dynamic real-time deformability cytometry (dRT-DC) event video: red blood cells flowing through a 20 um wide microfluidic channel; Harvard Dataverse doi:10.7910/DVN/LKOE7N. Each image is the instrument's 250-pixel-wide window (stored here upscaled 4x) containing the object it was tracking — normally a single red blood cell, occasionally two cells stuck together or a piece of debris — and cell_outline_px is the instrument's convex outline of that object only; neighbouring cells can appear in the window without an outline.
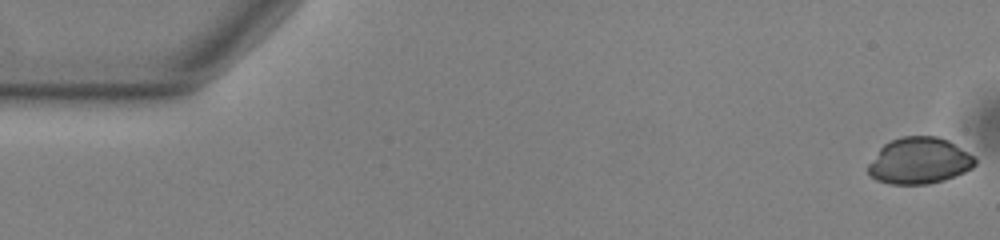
{"species": "common noctule bat (a hibernating species)", "species_latin": "Nyctalus noctula", "temperature_condition": "warm", "stored_images_in_passage": 50, "camera_frame_rate_fps": 3000, "um_per_image_px": 0.085, "animal": {"sex": "male", "body_mass_g": 13.0, "forearm_length_mm": 53.1}, "frame": {"image": 1, "passage_image": 1, "time_ms": 0.0, "image_size_px": [1000, 240], "cell_outline_px": [[976, 164], [972, 168], [964, 172], [944, 180], [928, 184], [888, 184], [876, 180], [868, 176], [868, 164], [880, 148], [884, 144], [900, 136], [936, 136], [948, 140], [976, 156]], "centroid_in_image_um": [78.14, 13.67], "position_along_channel_um": 6.9, "area_um2": 29.13}}
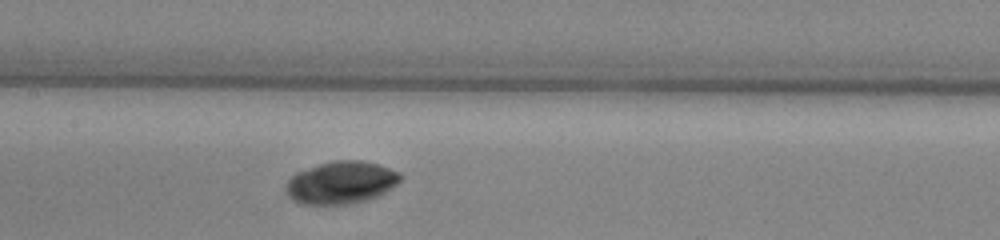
{"frame": {"image": 2, "passage_image": 26, "time_ms": 8.333, "image_size_px": [1000, 240], "cell_outline_px": [[404, 176], [392, 188], [376, 196], [364, 200], [348, 204], [300, 204], [292, 200], [288, 196], [284, 188], [284, 184], [296, 172], [320, 164], [336, 160], [364, 160], [400, 172]], "centroid_in_image_um": [28.96, 15.52], "position_along_channel_um": 178.4, "area_um2": 28.32}}
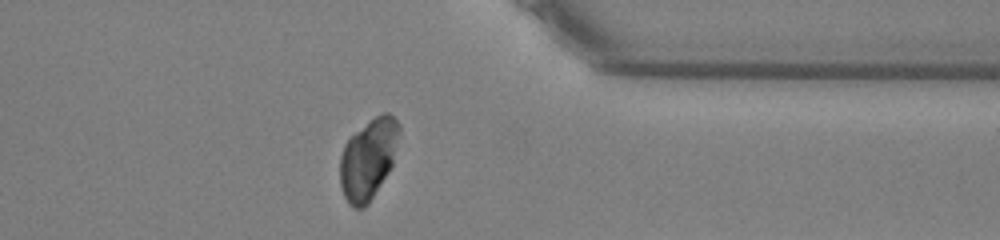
{"frame": {"image": 3, "passage_image": 43, "time_ms": 14.0, "image_size_px": [1000, 240], "cell_outline_px": [[400, 132], [392, 164], [388, 172], [368, 204], [364, 208], [352, 208], [348, 204], [344, 196], [340, 184], [340, 156], [344, 144], [356, 132], [376, 116], [384, 112], [388, 112], [400, 124]], "centroid_in_image_um": [31.29, 13.53], "position_along_channel_um": 380.1, "area_um2": 27.51}}